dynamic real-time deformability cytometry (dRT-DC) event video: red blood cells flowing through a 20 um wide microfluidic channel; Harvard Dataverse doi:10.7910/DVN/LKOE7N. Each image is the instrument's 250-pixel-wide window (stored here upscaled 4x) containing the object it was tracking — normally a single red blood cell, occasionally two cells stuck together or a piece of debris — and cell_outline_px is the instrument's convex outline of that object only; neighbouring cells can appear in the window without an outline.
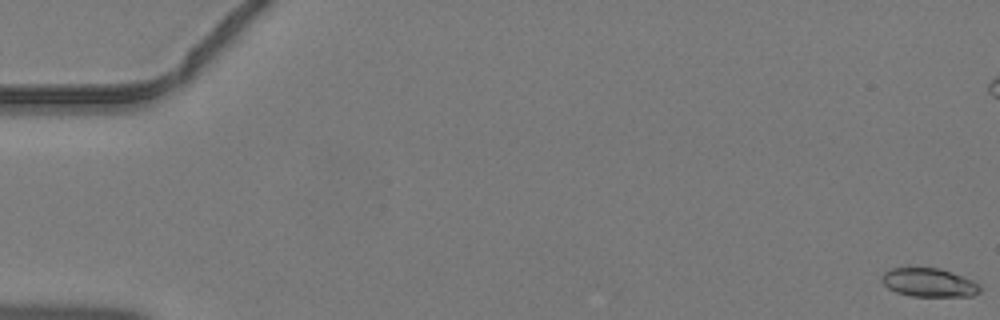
{"species": "common noctule bat (a hibernating species)", "species_latin": "Nyctalus noctula", "temperature_condition": "warm", "stored_images_in_passage": 47, "camera_frame_rate_fps": 3000, "um_per_image_px": 0.085, "animal": {"sex": "male", "body_mass_g": 19.2, "forearm_length_mm": 51.8}, "frame": {"image": 1, "passage_image": 1, "time_ms": 0.0, "image_size_px": [1000, 320], "cell_outline_px": [[984, 288], [980, 292], [972, 296], [912, 296], [896, 292], [888, 288], [880, 280], [880, 276], [884, 272], [892, 268], [940, 268], [952, 272], [972, 280], [980, 284]], "centroid_in_image_um": [78.98, 24.02], "position_along_channel_um": 6.0, "area_um2": 16.53}}
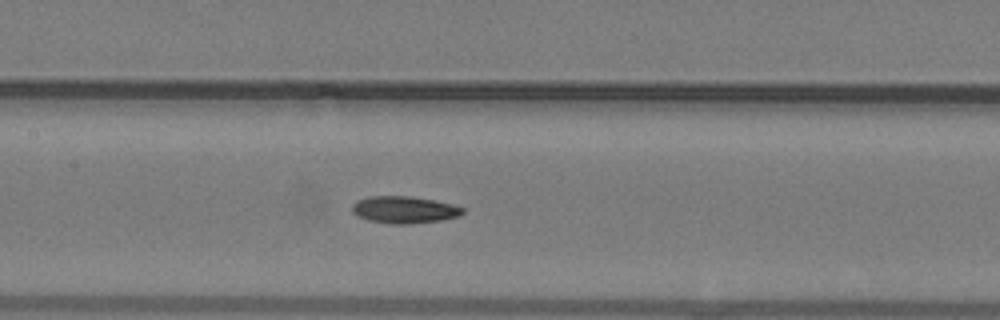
{"frame": {"image": 2, "passage_image": 23, "time_ms": 7.333, "image_size_px": [1000, 320], "cell_outline_px": [[464, 212], [460, 216], [444, 220], [408, 224], [388, 224], [368, 220], [356, 216], [352, 212], [352, 204], [356, 200], [368, 196], [408, 196], [432, 200], [452, 204], [464, 208]], "centroid_in_image_um": [34.33, 17.84], "position_along_channel_um": 173.1, "area_um2": 17.63}}
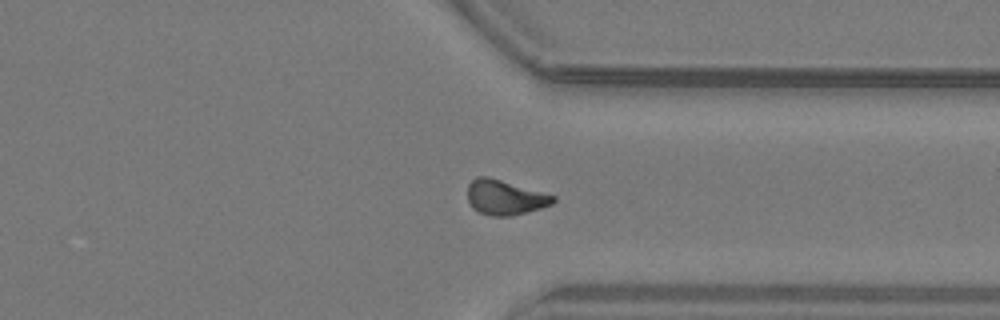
{"frame": {"image": 3, "passage_image": 36, "time_ms": 11.667, "image_size_px": [1000, 320], "cell_outline_px": [[556, 200], [552, 204], [540, 208], [512, 216], [492, 216], [480, 212], [472, 208], [468, 200], [468, 184], [476, 176], [488, 176], [556, 196]], "centroid_in_image_um": [42.91, 16.77], "position_along_channel_um": 368.5, "area_um2": 17.34}}